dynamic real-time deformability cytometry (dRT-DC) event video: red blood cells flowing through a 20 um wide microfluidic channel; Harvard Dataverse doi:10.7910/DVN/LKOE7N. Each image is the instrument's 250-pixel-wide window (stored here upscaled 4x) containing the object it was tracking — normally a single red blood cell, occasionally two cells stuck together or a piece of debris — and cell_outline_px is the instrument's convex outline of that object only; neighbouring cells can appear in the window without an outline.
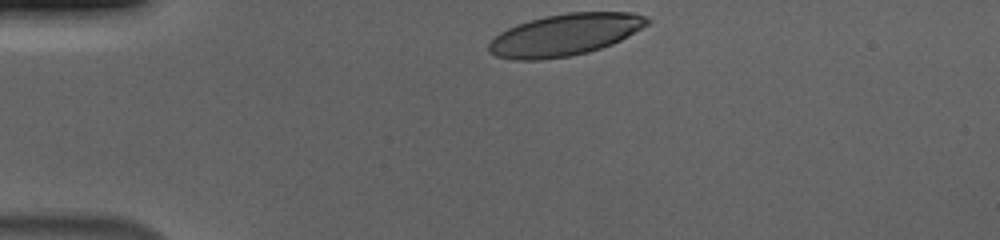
{"species": "human", "species_latin": "Homo sapiens", "temperature_condition": "cold", "stored_images_in_passage": 35, "camera_frame_rate_fps": 3000, "um_per_image_px": 0.085, "donor": {"sex": "male"}, "frame": {"image": 1, "passage_image": 1, "time_ms": 0.0, "image_size_px": [1000, 240], "cell_outline_px": [[652, 20], [648, 24], [628, 36], [612, 44], [588, 52], [572, 56], [540, 60], [512, 60], [496, 56], [488, 52], [488, 44], [500, 32], [516, 24], [544, 16], [568, 12], [632, 12], [648, 16]], "centroid_in_image_um": [48.02, 2.95], "position_along_channel_um": 37.0, "area_um2": 38.84}}
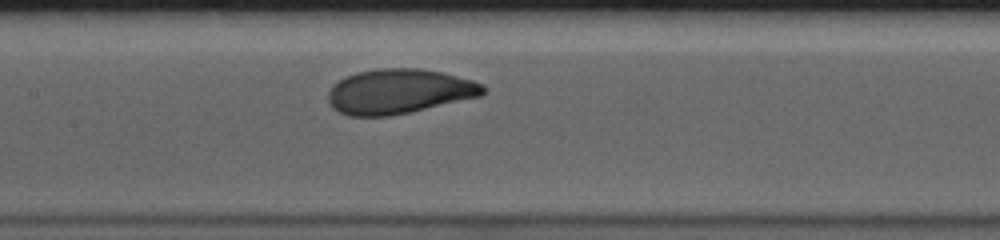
{"frame": {"image": 2, "passage_image": 16, "time_ms": 5.0, "image_size_px": [1000, 240], "cell_outline_px": [[488, 92], [480, 96], [408, 112], [388, 116], [348, 116], [332, 108], [328, 100], [328, 92], [332, 84], [344, 76], [356, 72], [380, 68], [420, 68], [440, 72], [472, 80], [484, 84], [488, 88]], "centroid_in_image_um": [33.9, 7.76], "position_along_channel_um": 173.5, "area_um2": 40.52}}
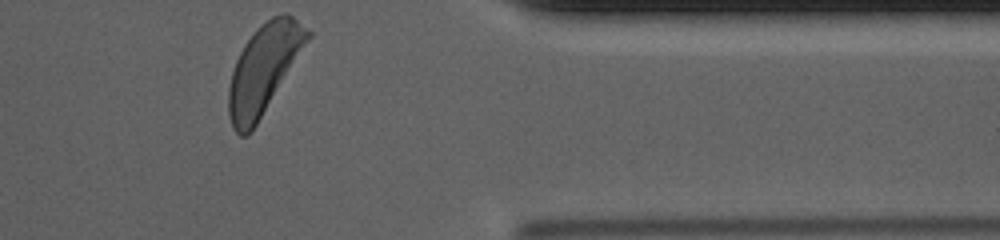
{"frame": {"image": 3, "passage_image": 35, "time_ms": 11.333, "image_size_px": [1000, 240], "cell_outline_px": [[312, 36], [252, 132], [248, 136], [240, 136], [232, 128], [228, 116], [228, 88], [232, 72], [236, 60], [244, 44], [256, 28], [260, 24], [272, 16], [284, 12], [292, 16], [312, 32]], "centroid_in_image_um": [22.41, 5.87], "position_along_channel_um": 389.0, "area_um2": 40.98}, "authors_computed_cell_mechanics": {"area_um2": 40.46, "velocity_mm_per_s": 3.6513, "shape_relaxation_time_tau1_ms": 4.0791, "shape_relaxation_time_tau2_ms": null, "deformation_change_tau1": 0.1728, "deformation_change_tau2": null}}